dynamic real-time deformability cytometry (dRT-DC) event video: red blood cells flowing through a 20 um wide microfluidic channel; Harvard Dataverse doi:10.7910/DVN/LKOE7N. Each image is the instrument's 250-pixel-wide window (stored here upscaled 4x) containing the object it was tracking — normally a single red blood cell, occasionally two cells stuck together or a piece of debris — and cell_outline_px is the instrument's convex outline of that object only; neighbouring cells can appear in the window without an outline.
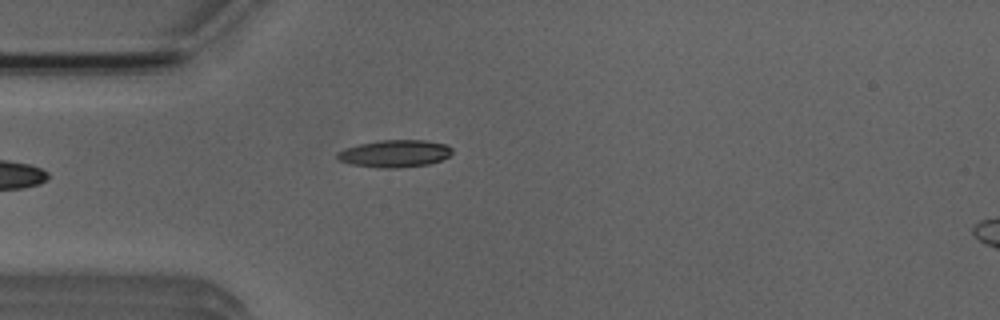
{"species": "Egyptian fruit bat (a non-hibernating species)", "species_latin": "Rousettus aegyptiacus", "temperature_condition": "room temperature", "stored_images_in_passage": 3, "camera_frame_rate_fps": 3000, "um_per_image_px": 0.085, "animal": {"sex": "male"}, "frame": {"image": 1, "passage_image": 3, "time_ms": 2.333, "image_size_px": [1000, 320], "cell_outline_px": [[452, 152], [448, 156], [440, 160], [428, 164], [396, 168], [380, 168], [352, 164], [340, 160], [336, 156], [336, 152], [344, 148], [360, 144], [380, 140], [424, 140], [444, 144], [452, 148]], "centroid_in_image_um": [33.53, 13.05], "position_along_channel_um": 51.5, "area_um2": 18.09}}